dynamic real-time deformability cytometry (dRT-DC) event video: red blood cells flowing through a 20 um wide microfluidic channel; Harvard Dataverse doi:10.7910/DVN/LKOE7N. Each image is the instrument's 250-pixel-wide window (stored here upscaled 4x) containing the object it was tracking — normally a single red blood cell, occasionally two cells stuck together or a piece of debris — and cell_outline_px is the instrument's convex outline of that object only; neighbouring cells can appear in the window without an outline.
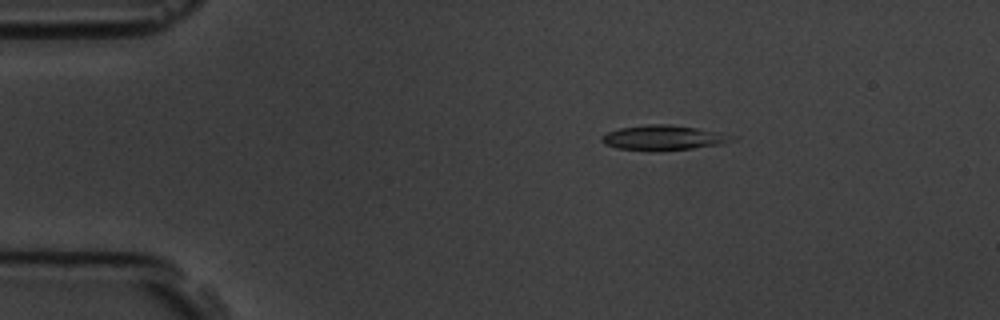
{"species": "common noctule bat (a hibernating species)", "species_latin": "Nyctalus noctula", "temperature_condition": "room temperature", "stored_images_in_passage": 6, "camera_frame_rate_fps": 3000, "um_per_image_px": 0.085, "animal": {"sex": "male", "body_mass_g": 19.5, "forearm_length_mm": 54.6}, "frame": {"image": 1, "passage_image": 3, "time_ms": 2.333, "image_size_px": [1000, 320], "cell_outline_px": [[740, 136], [736, 140], [720, 144], [692, 148], [616, 148], [604, 144], [600, 140], [600, 136], [608, 132], [620, 128], [648, 124], [668, 124], [696, 128]], "centroid_in_image_um": [56.44, 11.66], "position_along_channel_um": 28.6, "area_um2": 18.09}}
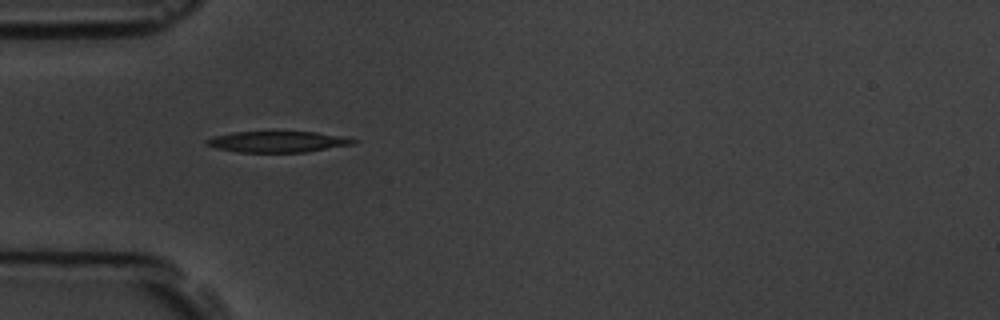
{"frame": {"image": 2, "passage_image": 5, "time_ms": 4.667, "image_size_px": [1000, 320], "cell_outline_px": [[360, 140], [356, 144], [308, 152], [240, 152], [216, 148], [208, 144], [204, 140], [212, 136], [232, 132], [316, 132], [344, 136]], "centroid_in_image_um": [23.68, 12.05], "position_along_channel_um": 61.3, "area_um2": 18.15}}
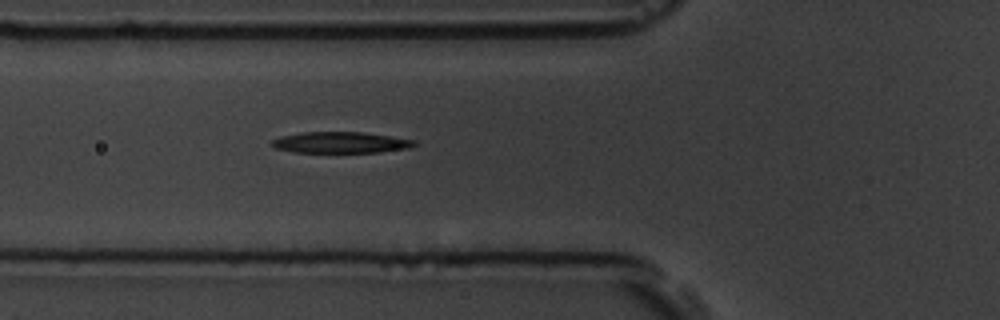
{"frame": {"image": 3, "passage_image": 6, "time_ms": 5.667, "image_size_px": [1000, 320], "cell_outline_px": [[416, 144], [408, 148], [380, 152], [296, 152], [276, 148], [272, 144], [272, 140], [280, 136], [304, 132], [364, 132], [416, 140]], "centroid_in_image_um": [28.97, 12.1], "position_along_channel_um": 96.8, "area_um2": 17.4}}